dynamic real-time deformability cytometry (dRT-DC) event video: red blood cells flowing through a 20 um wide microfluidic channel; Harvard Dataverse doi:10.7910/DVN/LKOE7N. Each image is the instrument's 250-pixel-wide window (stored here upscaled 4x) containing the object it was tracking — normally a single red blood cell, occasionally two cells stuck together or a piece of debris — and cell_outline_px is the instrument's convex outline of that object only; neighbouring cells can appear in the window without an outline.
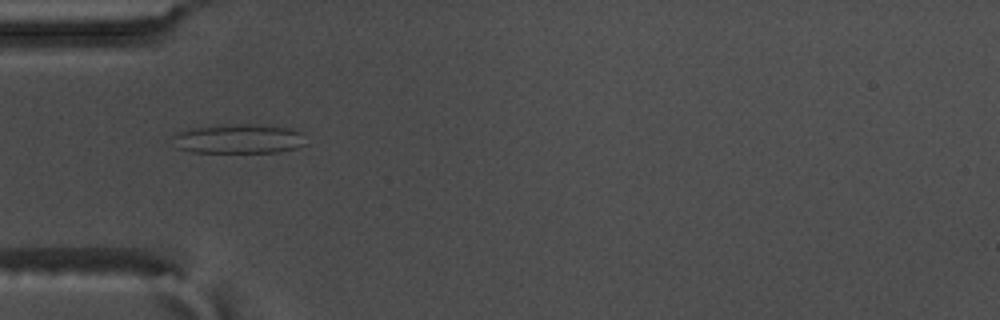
{"species": "common noctule bat (a hibernating species)", "species_latin": "Nyctalus noctula", "temperature_condition": "warm", "stored_images_in_passage": 58, "camera_frame_rate_fps": 3000, "um_per_image_px": 0.085, "animal": {"sex": "male", "body_mass_g": 17.5, "forearm_length_mm": 52.3}, "frame": {"image": 1, "passage_image": 19, "time_ms": 6.0, "image_size_px": [1000, 320], "cell_outline_px": [[308, 144], [296, 148], [280, 152], [192, 152], [176, 148], [172, 136], [176, 132], [188, 128], [240, 124], [256, 124], [288, 128], [300, 132]], "centroid_in_image_um": [20.27, 11.81], "position_along_channel_um": 64.7, "area_um2": 22.89}}
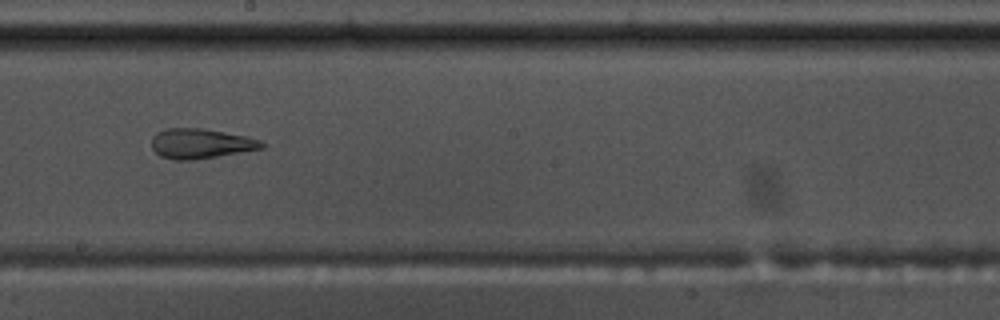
{"frame": {"image": 2, "passage_image": 33, "time_ms": 10.667, "image_size_px": [1000, 320], "cell_outline_px": [[264, 148], [192, 160], [172, 160], [160, 156], [152, 148], [152, 136], [156, 132], [164, 128], [204, 128], [248, 136], [260, 140], [264, 144]], "centroid_in_image_um": [17.03, 12.19], "position_along_channel_um": 231.2, "area_um2": 19.31}}
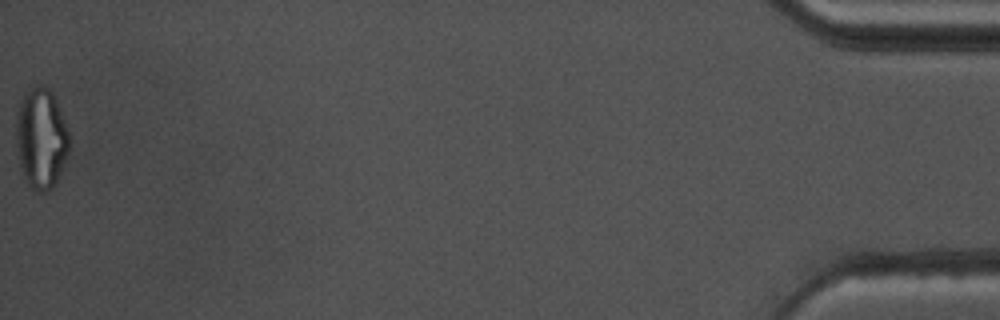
{"frame": {"image": 3, "passage_image": 58, "time_ms": 19.0, "image_size_px": [1000, 320], "cell_outline_px": [[72, 144], [56, 180], [52, 188], [44, 192], [36, 192], [24, 180], [20, 168], [16, 144], [16, 120], [20, 100], [36, 84], [44, 84], [52, 92], [56, 100], [72, 136]], "centroid_in_image_um": [3.52, 11.76], "position_along_channel_um": 431.7, "area_um2": 31.62}, "authors_computed_cell_mechanics": {"area_um2": 24.3049, "velocity_mm_per_s": 3.5967, "shape_relaxation_time_tau1_ms": null, "shape_relaxation_time_tau2_ms": 2.277, "deformation_change_tau1": null, "deformation_change_tau2": 0.1083}}